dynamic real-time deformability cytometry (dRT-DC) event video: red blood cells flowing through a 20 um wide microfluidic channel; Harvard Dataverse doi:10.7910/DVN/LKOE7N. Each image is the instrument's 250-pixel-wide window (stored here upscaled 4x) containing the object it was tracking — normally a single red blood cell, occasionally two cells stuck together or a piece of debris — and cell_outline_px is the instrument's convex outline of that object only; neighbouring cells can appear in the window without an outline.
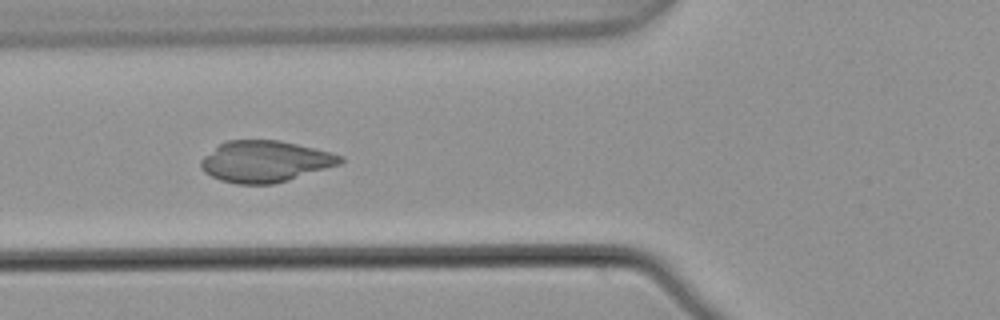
{"species": "common noctule bat (a hibernating species)", "species_latin": "Nyctalus noctula", "temperature_condition": "warm", "stored_images_in_passage": 6, "camera_frame_rate_fps": 3000, "um_per_image_px": 0.085, "animal": {"sex": "male", "body_mass_g": 21.5, "forearm_length_mm": 52.0}, "frame": {"image": 1, "passage_image": 5, "time_ms": 1.333, "image_size_px": [1000, 320], "cell_outline_px": [[344, 160], [340, 164], [288, 180], [272, 184], [236, 184], [220, 180], [204, 172], [200, 168], [200, 160], [204, 156], [220, 144], [228, 140], [280, 140], [332, 152], [344, 156]], "centroid_in_image_um": [22.54, 13.72], "position_along_channel_um": 103.3, "area_um2": 33.58}}
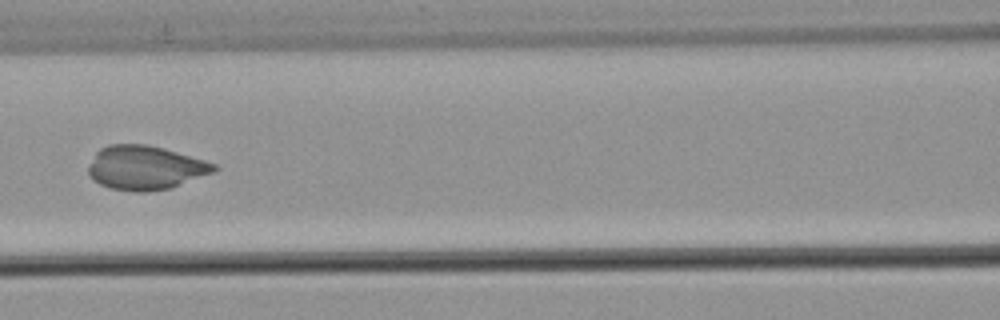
{"frame": {"image": 2, "passage_image": 6, "time_ms": 1.667, "image_size_px": [1000, 320], "cell_outline_px": [[220, 168], [212, 172], [168, 188], [148, 192], [132, 192], [108, 188], [92, 180], [88, 176], [88, 164], [96, 152], [100, 148], [108, 144], [148, 144], [164, 148], [204, 160], [216, 164]], "centroid_in_image_um": [12.28, 14.25], "position_along_channel_um": 154.3, "area_um2": 32.31}}